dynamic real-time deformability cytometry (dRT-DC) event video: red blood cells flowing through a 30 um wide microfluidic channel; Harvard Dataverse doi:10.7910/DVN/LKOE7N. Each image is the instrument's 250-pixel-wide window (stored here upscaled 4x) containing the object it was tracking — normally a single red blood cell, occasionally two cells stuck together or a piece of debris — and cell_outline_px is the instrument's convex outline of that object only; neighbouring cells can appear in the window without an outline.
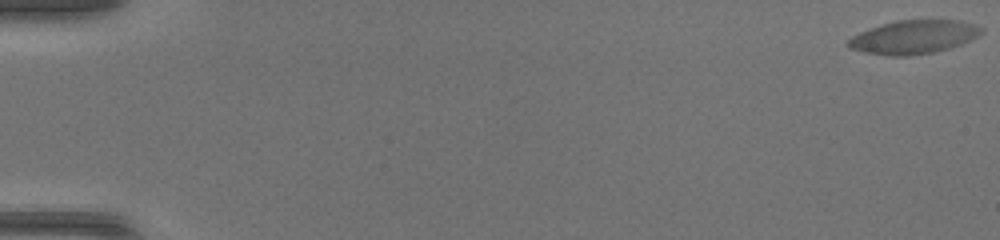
{"species": "common noctule bat (a hibernating species)", "species_latin": "Nyctalus noctula", "temperature_condition": "warm", "stored_images_in_passage": 52, "camera_frame_rate_fps": 3000, "um_per_image_px": 0.085, "animal": {"sex": "female", "body_mass_g": 17.0, "forearm_length_mm": 48.0}, "frame": {"image": 1, "passage_image": 1, "time_ms": 0.0, "image_size_px": [1000, 240], "cell_outline_px": [[984, 32], [960, 44], [948, 48], [932, 52], [908, 56], [888, 56], [864, 52], [848, 48], [844, 44], [852, 36], [860, 32], [896, 20], [956, 20], [972, 24], [984, 28]], "centroid_in_image_um": [77.61, 3.15], "position_along_channel_um": 7.4, "area_um2": 25.78}}
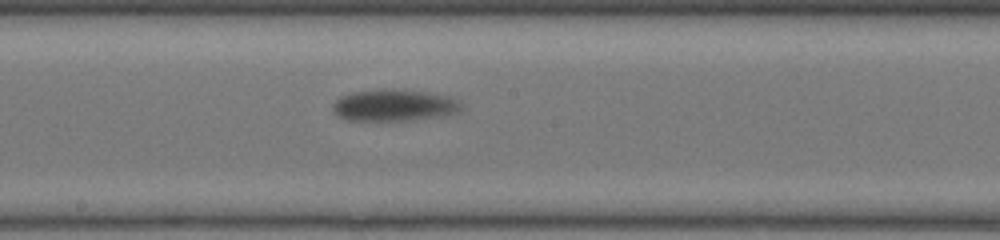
{"frame": {"image": 2, "passage_image": 30, "time_ms": 9.667, "image_size_px": [1000, 240], "cell_outline_px": [[464, 108], [460, 112], [448, 116], [408, 120], [348, 120], [336, 116], [332, 108], [332, 104], [340, 96], [352, 92], [384, 88], [392, 88], [428, 92], [448, 96], [460, 100], [464, 104]], "centroid_in_image_um": [33.56, 8.94], "position_along_channel_um": 214.6, "area_um2": 24.39}}
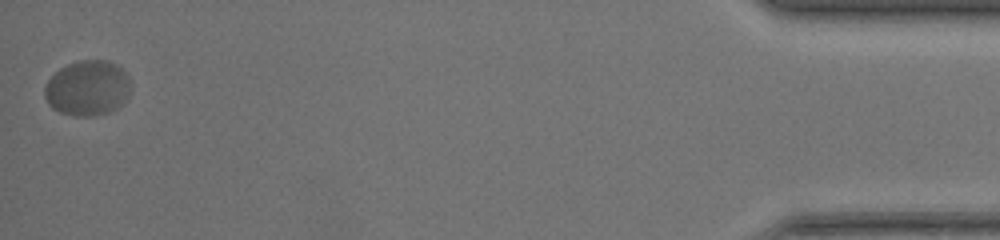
{"frame": {"image": 3, "passage_image": 52, "time_ms": 17.0, "image_size_px": [1000, 240], "cell_outline_px": [[132, 88], [128, 96], [116, 108], [108, 112], [92, 116], [76, 116], [60, 112], [52, 108], [48, 104], [44, 96], [44, 88], [48, 80], [60, 68], [68, 64], [80, 60], [108, 60], [116, 64], [128, 76]], "centroid_in_image_um": [7.44, 7.48], "position_along_channel_um": 427.8, "area_um2": 27.74}}